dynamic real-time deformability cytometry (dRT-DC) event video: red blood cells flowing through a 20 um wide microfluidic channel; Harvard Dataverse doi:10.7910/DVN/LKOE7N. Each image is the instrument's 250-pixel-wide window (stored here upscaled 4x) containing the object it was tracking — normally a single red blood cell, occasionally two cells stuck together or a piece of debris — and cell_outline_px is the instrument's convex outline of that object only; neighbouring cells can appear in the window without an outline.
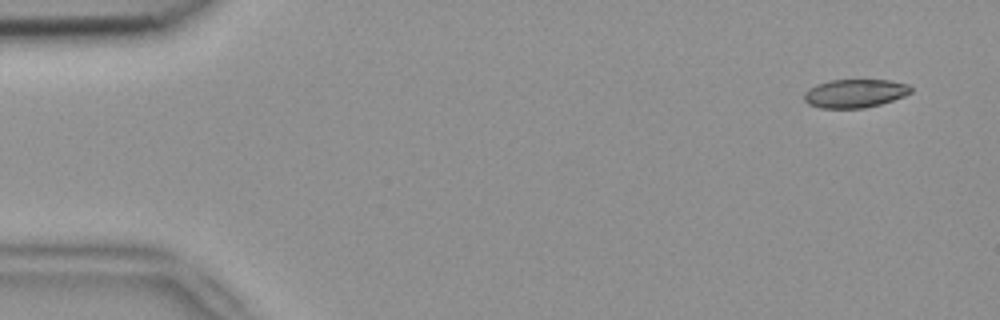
{"species": "common noctule bat (a hibernating species)", "species_latin": "Nyctalus noctula", "temperature_condition": "room temperature", "stored_images_in_passage": 2, "segment_of_instrument_passage": [2, 2], "camera_frame_rate_fps": 3000, "um_per_image_px": 0.085, "animal": {"sex": "female", "body_mass_g": 18.4}, "frame": {"image": 1, "passage_image": 2, "time_ms": 0.333, "image_size_px": [1000, 320], "cell_outline_px": [[912, 92], [904, 96], [880, 104], [864, 108], [820, 108], [808, 104], [804, 100], [804, 92], [808, 88], [816, 84], [828, 80], [888, 80], [908, 84], [912, 88]], "centroid_in_image_um": [72.64, 7.93], "position_along_channel_um": 12.4, "area_um2": 17.8}}